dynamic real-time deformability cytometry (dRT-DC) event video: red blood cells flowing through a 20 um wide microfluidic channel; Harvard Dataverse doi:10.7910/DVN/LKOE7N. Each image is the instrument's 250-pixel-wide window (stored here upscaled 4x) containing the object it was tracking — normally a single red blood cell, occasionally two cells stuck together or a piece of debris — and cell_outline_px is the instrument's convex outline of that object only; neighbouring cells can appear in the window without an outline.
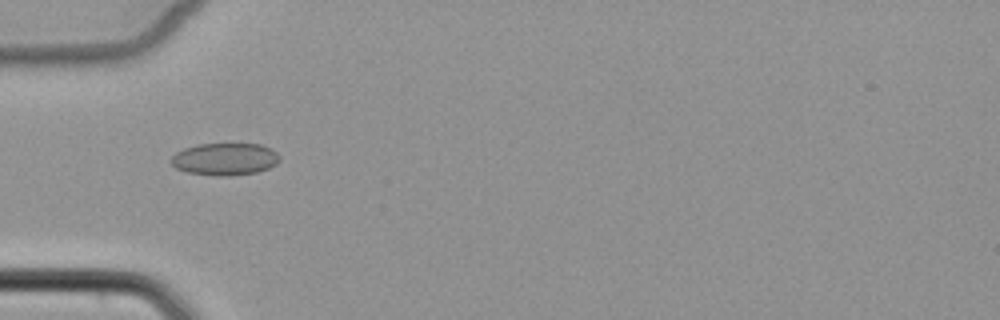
{"species": "common noctule bat (a hibernating species)", "species_latin": "Nyctalus noctula", "temperature_condition": "cold", "stored_images_in_passage": 6, "camera_frame_rate_fps": 3000, "um_per_image_px": 0.085, "animal": {"sex": "female", "body_mass_g": 22.7, "forearm_length_mm": 54.2}, "frame": {"image": 1, "passage_image": 5, "time_ms": 4.667, "image_size_px": [1000, 320], "cell_outline_px": [[280, 160], [276, 164], [268, 168], [256, 172], [228, 176], [216, 176], [188, 172], [176, 168], [168, 160], [176, 152], [184, 148], [196, 144], [260, 144], [276, 152], [280, 156]], "centroid_in_image_um": [19.09, 13.52], "position_along_channel_um": 65.9, "area_um2": 20.4}}
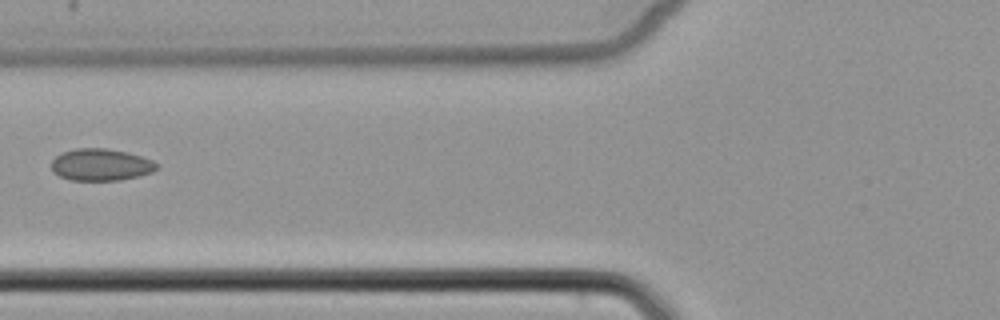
{"frame": {"image": 2, "passage_image": 6, "time_ms": 6.0, "image_size_px": [1000, 320], "cell_outline_px": [[160, 164], [152, 172], [120, 180], [72, 180], [60, 176], [52, 172], [52, 160], [60, 152], [76, 148], [108, 148], [128, 152], [152, 160]], "centroid_in_image_um": [8.56, 13.98], "position_along_channel_um": 117.2, "area_um2": 19.65}}